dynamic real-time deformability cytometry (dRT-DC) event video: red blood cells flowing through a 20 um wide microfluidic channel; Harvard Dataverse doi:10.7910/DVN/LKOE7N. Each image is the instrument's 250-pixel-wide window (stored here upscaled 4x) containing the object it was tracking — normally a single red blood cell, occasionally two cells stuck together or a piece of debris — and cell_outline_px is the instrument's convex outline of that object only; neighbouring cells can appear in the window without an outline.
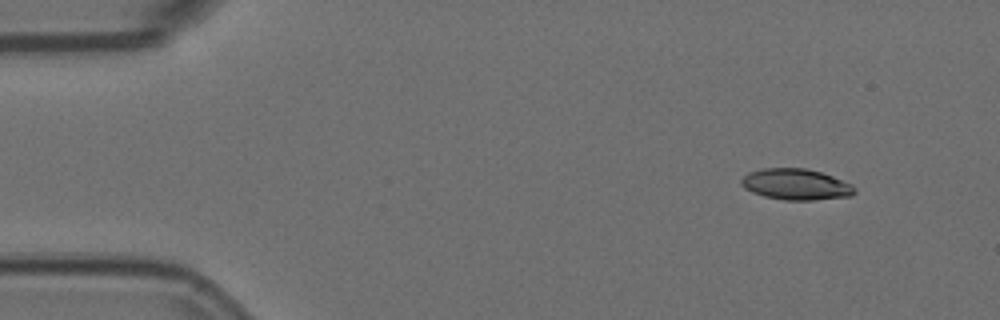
{"species": "Egyptian fruit bat (a non-hibernating species)", "species_latin": "Rousettus aegyptiacus", "temperature_condition": "room temperature", "stored_images_in_passage": 4, "camera_frame_rate_fps": 3000, "um_per_image_px": 0.085, "animal": {"sex": "female"}, "frame": {"image": 1, "passage_image": 1, "time_ms": 0.0, "image_size_px": [1000, 320], "cell_outline_px": [[856, 192], [852, 196], [812, 200], [784, 200], [764, 196], [752, 192], [744, 188], [740, 184], [740, 180], [748, 172], [760, 168], [804, 168], [820, 172], [832, 176], [852, 184], [856, 188]], "centroid_in_image_um": [67.64, 15.67], "position_along_channel_um": 17.4, "area_um2": 20.63}}
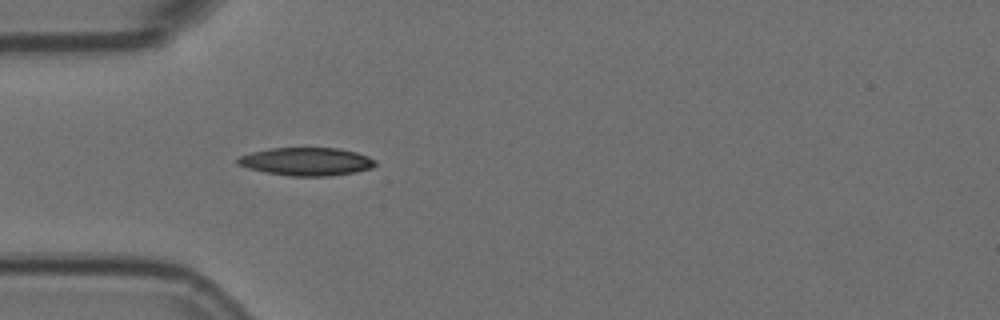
{"frame": {"image": 2, "passage_image": 4, "time_ms": 1.0, "image_size_px": [1000, 320], "cell_outline_px": [[376, 164], [372, 168], [352, 172], [328, 176], [288, 176], [248, 168], [236, 164], [236, 160], [240, 156], [252, 152], [272, 148], [340, 148], [356, 152], [368, 156], [376, 160]], "centroid_in_image_um": [26.06, 13.73], "position_along_channel_um": 58.9, "area_um2": 22.37}}